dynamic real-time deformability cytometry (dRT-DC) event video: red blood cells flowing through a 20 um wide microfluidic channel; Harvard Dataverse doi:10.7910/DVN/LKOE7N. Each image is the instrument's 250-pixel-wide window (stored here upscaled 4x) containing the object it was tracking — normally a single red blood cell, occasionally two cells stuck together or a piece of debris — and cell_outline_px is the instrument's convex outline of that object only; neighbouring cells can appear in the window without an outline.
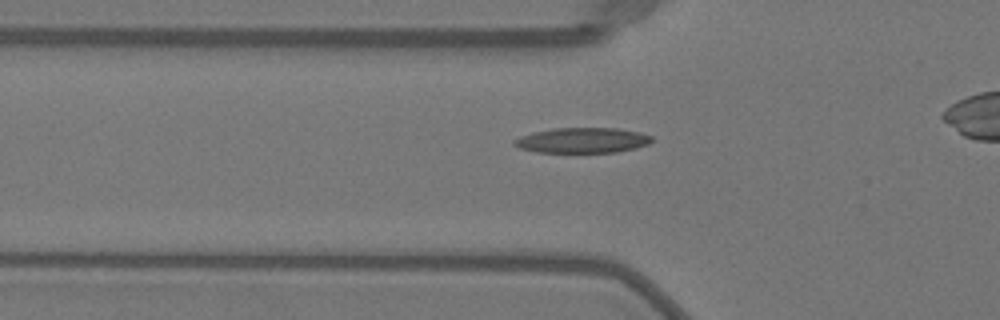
{"species": "Egyptian fruit bat (a non-hibernating species)", "species_latin": "Rousettus aegyptiacus", "temperature_condition": "warm", "stored_images_in_passage": 42, "camera_frame_rate_fps": 3000, "um_per_image_px": 0.085, "animal": {"sex": "female"}, "frame": {"image": 1, "passage_image": 16, "time_ms": 5.0, "image_size_px": [1000, 320], "cell_outline_px": [[652, 140], [648, 144], [636, 148], [616, 152], [536, 152], [520, 148], [512, 144], [512, 140], [520, 136], [532, 132], [552, 128], [616, 128], [640, 132], [652, 136]], "centroid_in_image_um": [49.47, 11.92], "position_along_channel_um": 76.3, "area_um2": 20.35}}
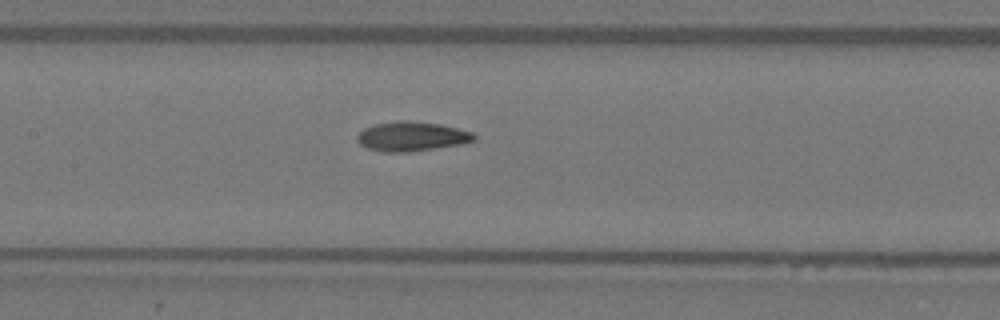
{"frame": {"image": 2, "passage_image": 23, "time_ms": 7.333, "image_size_px": [1000, 320], "cell_outline_px": [[476, 140], [464, 144], [408, 152], [384, 152], [368, 148], [360, 144], [356, 140], [356, 136], [364, 128], [376, 124], [404, 120], [408, 120], [440, 124], [472, 132], [476, 136]], "centroid_in_image_um": [35.01, 11.6], "position_along_channel_um": 172.4, "area_um2": 20.06}}
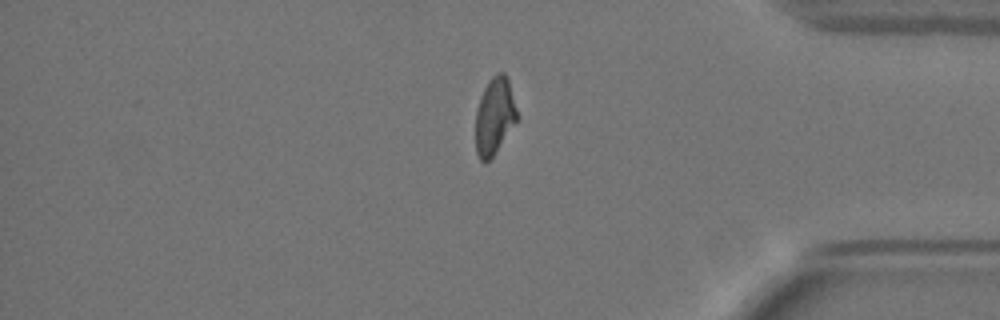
{"frame": {"image": 3, "passage_image": 41, "time_ms": 13.333, "image_size_px": [1000, 320], "cell_outline_px": [[516, 120], [492, 156], [484, 164], [480, 160], [476, 152], [476, 108], [480, 96], [488, 80], [496, 72], [504, 72], [508, 80], [516, 108]], "centroid_in_image_um": [41.99, 9.83], "position_along_channel_um": 393.2, "area_um2": 18.15}}